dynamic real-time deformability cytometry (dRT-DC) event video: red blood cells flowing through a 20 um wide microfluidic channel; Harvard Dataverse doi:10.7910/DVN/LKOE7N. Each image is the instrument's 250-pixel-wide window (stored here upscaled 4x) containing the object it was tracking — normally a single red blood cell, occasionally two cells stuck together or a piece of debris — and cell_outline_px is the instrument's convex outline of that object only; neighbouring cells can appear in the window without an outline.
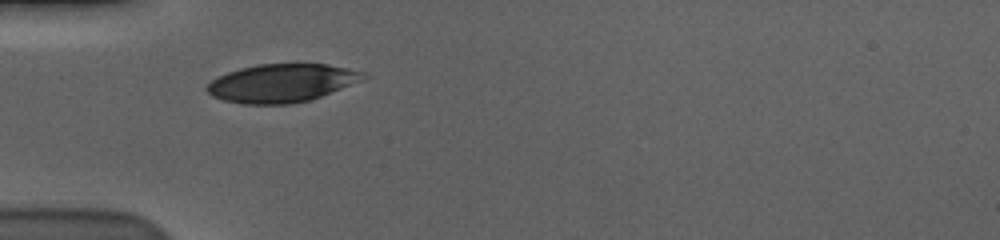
{"species": "human", "species_latin": "Homo sapiens", "temperature_condition": "cold", "stored_images_in_passage": 31, "camera_frame_rate_fps": 3000, "um_per_image_px": 0.085, "donor": {"sex": "male"}, "frame": {"image": 1, "passage_image": 1, "time_ms": 0.0, "image_size_px": [1000, 240], "cell_outline_px": [[372, 76], [312, 100], [288, 104], [244, 104], [224, 100], [212, 96], [204, 88], [212, 80], [228, 72], [240, 68], [256, 64], [328, 64], [364, 72]], "centroid_in_image_um": [23.97, 7.06], "position_along_channel_um": 61.0, "area_um2": 34.85}}
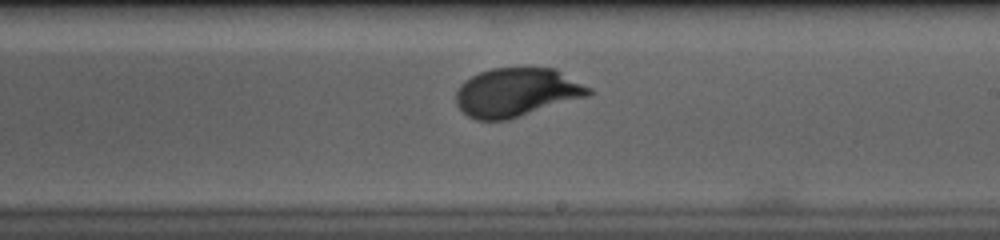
{"frame": {"image": 2, "passage_image": 17, "time_ms": 5.333, "image_size_px": [1000, 240], "cell_outline_px": [[592, 92], [588, 96], [508, 120], [476, 120], [468, 116], [456, 104], [456, 92], [460, 84], [464, 80], [480, 72], [492, 68], [556, 68], [592, 88]], "centroid_in_image_um": [43.92, 7.85], "position_along_channel_um": 245.1, "area_um2": 37.74}}
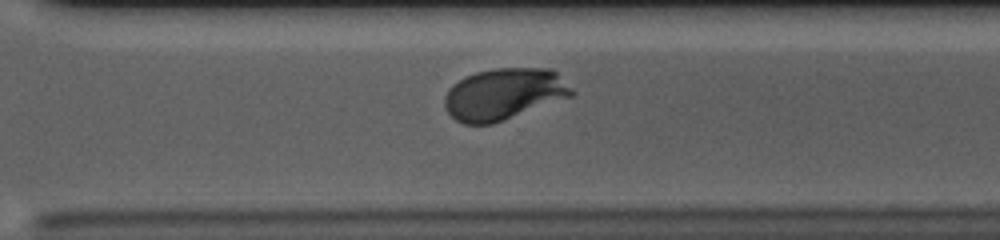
{"frame": {"image": 3, "passage_image": 24, "time_ms": 7.667, "image_size_px": [1000, 240], "cell_outline_px": [[576, 92], [572, 96], [504, 120], [492, 124], [464, 124], [456, 120], [444, 108], [444, 96], [448, 88], [452, 84], [476, 72], [496, 68], [552, 68]], "centroid_in_image_um": [42.83, 7.99], "position_along_channel_um": 327.8, "area_um2": 38.21}, "authors_computed_cell_mechanics": {"area_um2": 37.3966, "velocity_mm_per_s": 3.5409, "shape_relaxation_time_tau1_ms": 2.6043, "shape_relaxation_time_tau2_ms": null, "deformation_change_tau1": 0.1447, "deformation_change_tau2": null}}